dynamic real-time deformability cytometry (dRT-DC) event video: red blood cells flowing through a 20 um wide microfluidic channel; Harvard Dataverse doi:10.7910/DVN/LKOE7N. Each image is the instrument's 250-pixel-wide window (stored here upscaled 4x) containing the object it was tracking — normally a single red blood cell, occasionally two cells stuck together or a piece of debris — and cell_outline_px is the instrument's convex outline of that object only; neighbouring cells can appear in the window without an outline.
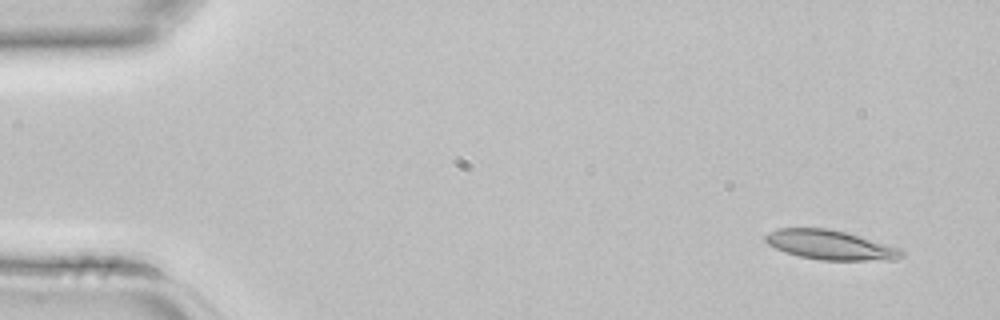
{"species": "common noctule bat (a hibernating species)", "species_latin": "Nyctalus noctula", "temperature_condition": "room temperature", "stored_images_in_passage": 3, "camera_frame_rate_fps": 3000, "um_per_image_px": 0.085, "animal": {"sex": "female", "body_mass_g": 22.7, "forearm_length_mm": 54.2}, "frame": {"image": 1, "passage_image": 1, "time_ms": 0.0, "image_size_px": [1000, 320], "cell_outline_px": [[904, 256], [892, 260], [820, 260], [800, 256], [784, 252], [768, 244], [764, 240], [764, 236], [768, 232], [780, 228], [828, 228], [848, 232], [904, 248]], "centroid_in_image_um": [70.64, 20.81], "position_along_channel_um": 14.4, "area_um2": 23.81}}